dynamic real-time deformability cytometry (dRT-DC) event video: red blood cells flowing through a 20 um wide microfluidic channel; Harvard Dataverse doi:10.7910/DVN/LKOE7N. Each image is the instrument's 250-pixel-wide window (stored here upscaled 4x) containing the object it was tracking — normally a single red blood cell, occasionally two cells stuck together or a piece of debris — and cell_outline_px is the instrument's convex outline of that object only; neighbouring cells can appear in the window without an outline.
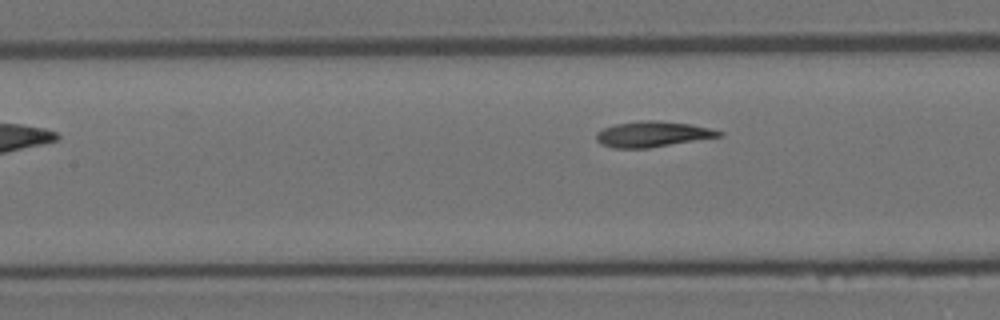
{"species": "Egyptian fruit bat (a non-hibernating species)", "species_latin": "Rousettus aegyptiacus", "temperature_condition": "room temperature", "stored_images_in_passage": 8, "camera_frame_rate_fps": 3000, "um_per_image_px": 0.085, "animal": {"sex": "female"}, "frame": {"image": 1, "passage_image": 8, "time_ms": 2.333, "image_size_px": [1000, 320], "cell_outline_px": [[724, 136], [648, 148], [616, 148], [600, 144], [596, 140], [596, 132], [604, 128], [616, 124], [640, 120], [656, 120], [688, 124], [708, 128], [724, 132]], "centroid_in_image_um": [55.46, 11.4], "position_along_channel_um": 151.9, "area_um2": 18.26}}